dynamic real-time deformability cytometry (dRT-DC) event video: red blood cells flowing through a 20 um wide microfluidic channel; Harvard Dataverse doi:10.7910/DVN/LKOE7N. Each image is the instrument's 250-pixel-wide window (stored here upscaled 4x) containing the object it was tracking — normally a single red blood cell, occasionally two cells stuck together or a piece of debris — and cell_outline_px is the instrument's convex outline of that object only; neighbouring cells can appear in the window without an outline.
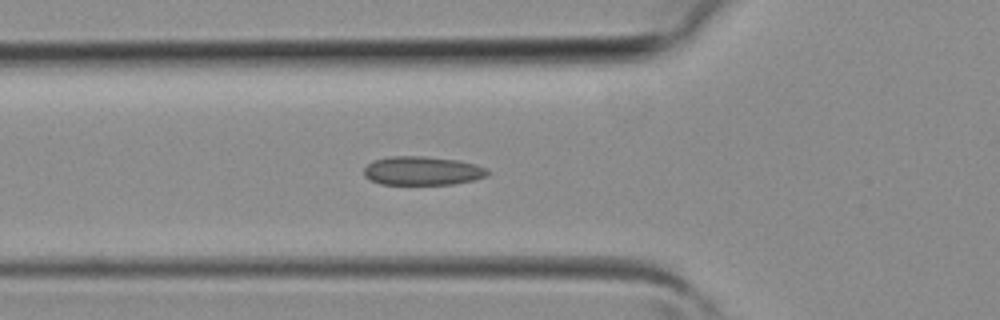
{"species": "common noctule bat (a hibernating species)", "species_latin": "Nyctalus noctula", "temperature_condition": "room temperature", "stored_images_in_passage": 36, "camera_frame_rate_fps": 3000, "um_per_image_px": 0.085, "animal": {"sex": "female", "body_mass_g": 19.3, "forearm_length_mm": 54.1}, "frame": {"image": 1, "passage_image": 13, "time_ms": 4.0, "image_size_px": [1000, 320], "cell_outline_px": [[488, 176], [472, 180], [452, 184], [380, 184], [364, 176], [364, 168], [372, 160], [388, 156], [424, 156], [460, 160], [476, 164], [488, 168]], "centroid_in_image_um": [35.9, 14.5], "position_along_channel_um": 89.9, "area_um2": 20.87}}
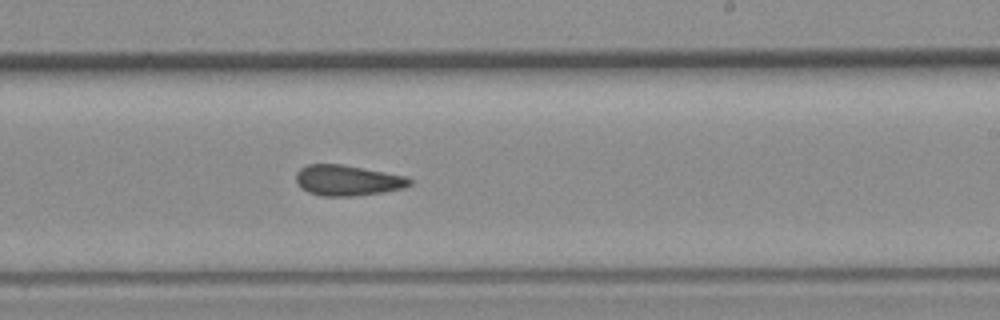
{"frame": {"image": 2, "passage_image": 23, "time_ms": 7.333, "image_size_px": [1000, 320], "cell_outline_px": [[412, 184], [404, 188], [384, 192], [356, 196], [320, 196], [308, 192], [300, 188], [296, 180], [296, 172], [300, 168], [308, 164], [340, 164], [408, 176], [412, 180]], "centroid_in_image_um": [29.55, 15.34], "position_along_channel_um": 259.5, "area_um2": 20.46}}
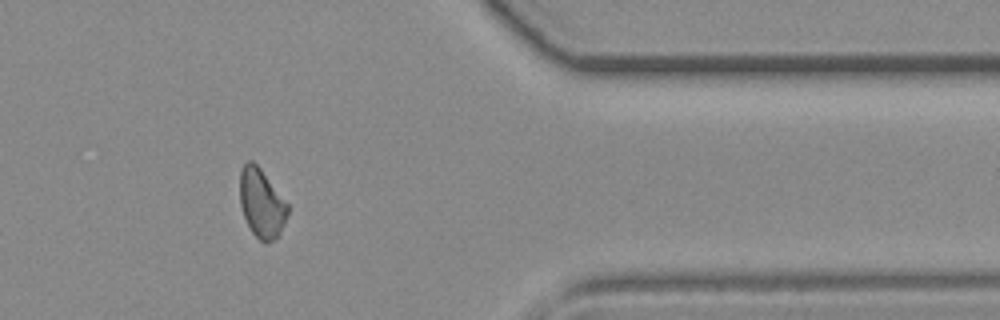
{"frame": {"image": 3, "passage_image": 32, "time_ms": 10.333, "image_size_px": [1000, 320], "cell_outline_px": [[288, 212], [280, 232], [268, 244], [264, 244], [252, 232], [244, 216], [240, 204], [240, 172], [244, 164], [248, 160], [252, 160], [260, 168], [288, 204]], "centroid_in_image_um": [22.22, 17.27], "position_along_channel_um": 389.2, "area_um2": 18.9}}